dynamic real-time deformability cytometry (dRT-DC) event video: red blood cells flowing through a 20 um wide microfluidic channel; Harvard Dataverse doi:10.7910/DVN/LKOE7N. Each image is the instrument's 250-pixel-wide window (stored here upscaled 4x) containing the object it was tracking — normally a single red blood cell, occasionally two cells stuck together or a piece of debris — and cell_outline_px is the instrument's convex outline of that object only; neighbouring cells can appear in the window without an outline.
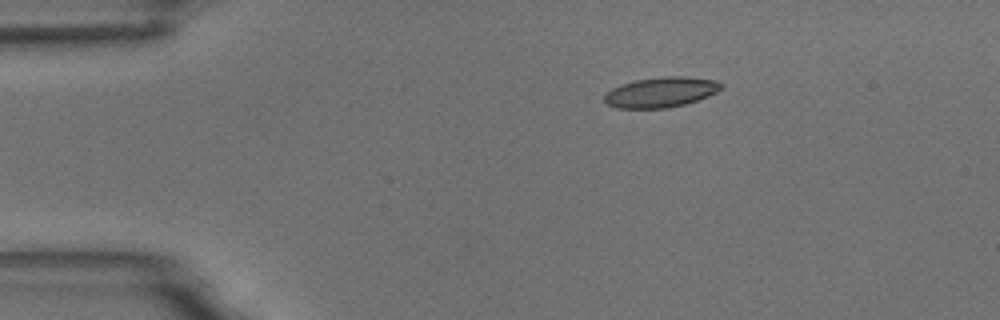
{"species": "common noctule bat (a hibernating species)", "species_latin": "Nyctalus noctula", "temperature_condition": "room temperature", "stored_images_in_passage": 6, "camera_frame_rate_fps": 3000, "um_per_image_px": 0.085, "animal": {"sex": "male", "body_mass_g": 18.8}, "frame": {"image": 1, "passage_image": 1, "time_ms": 0.0, "image_size_px": [1000, 320], "cell_outline_px": [[724, 88], [708, 96], [684, 104], [668, 108], [616, 108], [608, 104], [604, 100], [604, 96], [612, 88], [636, 80], [664, 76], [684, 76], [716, 80], [724, 84]], "centroid_in_image_um": [56.22, 7.83], "position_along_channel_um": 28.8, "area_um2": 20.46}}
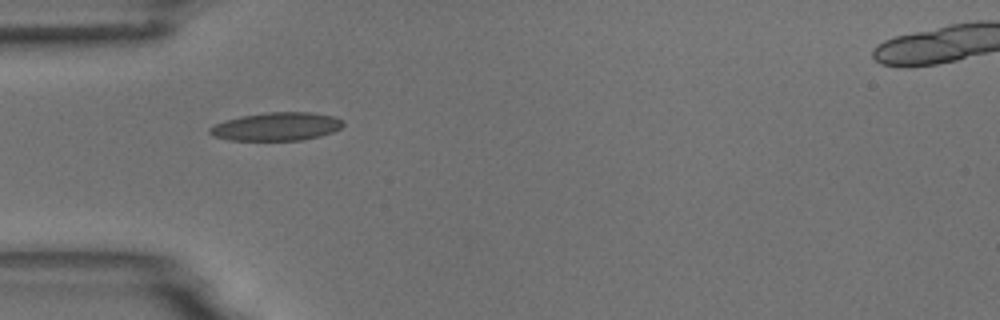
{"frame": {"image": 2, "passage_image": 3, "time_ms": 2.333, "image_size_px": [1000, 320], "cell_outline_px": [[344, 124], [340, 128], [332, 132], [320, 136], [304, 140], [228, 140], [212, 136], [208, 132], [208, 128], [224, 120], [240, 116], [268, 112], [312, 112], [336, 116], [344, 120]], "centroid_in_image_um": [23.51, 10.75], "position_along_channel_um": 61.5, "area_um2": 22.2}}